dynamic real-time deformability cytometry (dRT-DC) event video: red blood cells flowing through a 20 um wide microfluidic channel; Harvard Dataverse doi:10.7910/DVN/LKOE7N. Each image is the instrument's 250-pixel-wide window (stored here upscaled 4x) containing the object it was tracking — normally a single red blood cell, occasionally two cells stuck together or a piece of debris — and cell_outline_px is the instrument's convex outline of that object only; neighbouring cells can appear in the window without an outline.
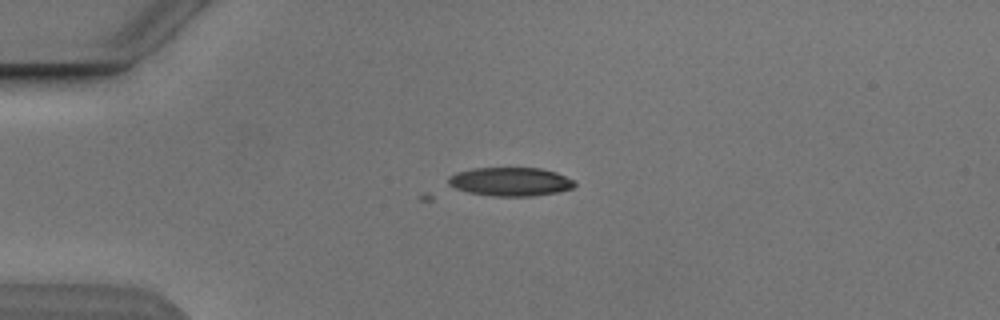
{"species": "Egyptian fruit bat (a non-hibernating species)", "species_latin": "Rousettus aegyptiacus", "temperature_condition": "cold", "stored_images_in_passage": 4, "camera_frame_rate_fps": 3000, "um_per_image_px": 0.085, "animal": {"sex": "male"}, "frame": {"image": 1, "passage_image": 3, "time_ms": 2.333, "image_size_px": [1000, 320], "cell_outline_px": [[576, 184], [572, 188], [556, 192], [532, 196], [492, 196], [468, 192], [456, 188], [448, 184], [448, 176], [456, 172], [472, 168], [540, 168], [556, 172], [572, 180]], "centroid_in_image_um": [43.34, 15.44], "position_along_channel_um": 41.7, "area_um2": 20.98}}